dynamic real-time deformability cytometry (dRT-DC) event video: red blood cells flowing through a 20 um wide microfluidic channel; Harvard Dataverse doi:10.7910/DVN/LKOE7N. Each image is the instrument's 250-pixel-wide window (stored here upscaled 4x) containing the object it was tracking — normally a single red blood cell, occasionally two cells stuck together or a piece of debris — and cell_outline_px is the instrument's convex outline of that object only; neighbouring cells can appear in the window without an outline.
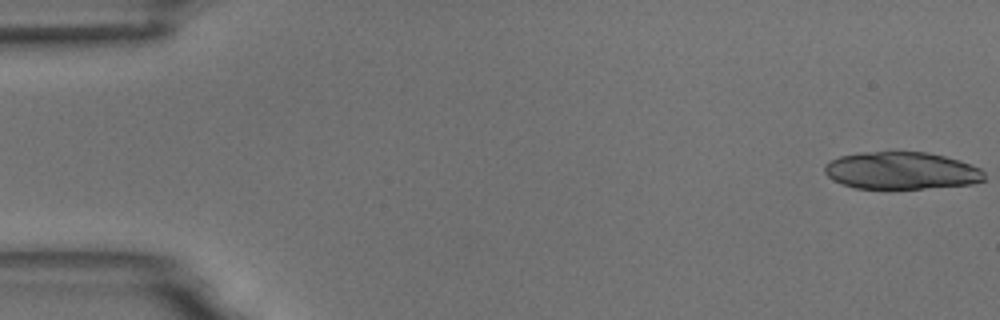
{"species": "common noctule bat (a hibernating species)", "species_latin": "Nyctalus noctula", "temperature_condition": "room temperature", "stored_images_in_passage": 32, "camera_frame_rate_fps": 3000, "um_per_image_px": 0.085, "animal": {"sex": "male", "body_mass_g": 18.8}, "frame": {"image": 1, "passage_image": 1, "time_ms": 0.0, "image_size_px": [1000, 320], "cell_outline_px": [[984, 180], [972, 184], [920, 188], [856, 188], [832, 180], [824, 172], [824, 164], [840, 156], [860, 152], [928, 152], [960, 160], [972, 164], [980, 168], [984, 172]], "centroid_in_image_um": [76.62, 14.49], "position_along_channel_um": 8.4, "area_um2": 34.62}}